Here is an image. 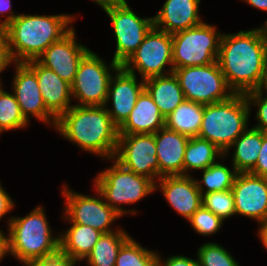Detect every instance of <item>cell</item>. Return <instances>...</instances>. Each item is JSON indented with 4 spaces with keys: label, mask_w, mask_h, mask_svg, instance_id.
I'll list each match as a JSON object with an SVG mask.
<instances>
[{
    "label": "cell",
    "mask_w": 267,
    "mask_h": 266,
    "mask_svg": "<svg viewBox=\"0 0 267 266\" xmlns=\"http://www.w3.org/2000/svg\"><path fill=\"white\" fill-rule=\"evenodd\" d=\"M73 27L60 40L51 44L36 60L53 70L61 79L73 83L82 58L90 51L75 41ZM43 56V58H42Z\"/></svg>",
    "instance_id": "15"
},
{
    "label": "cell",
    "mask_w": 267,
    "mask_h": 266,
    "mask_svg": "<svg viewBox=\"0 0 267 266\" xmlns=\"http://www.w3.org/2000/svg\"><path fill=\"white\" fill-rule=\"evenodd\" d=\"M109 83L106 104L112 99L113 110L106 109L113 123L119 128L129 117L141 92L145 89L144 80L137 83L134 74L125 71L122 67ZM113 85V86H112Z\"/></svg>",
    "instance_id": "17"
},
{
    "label": "cell",
    "mask_w": 267,
    "mask_h": 266,
    "mask_svg": "<svg viewBox=\"0 0 267 266\" xmlns=\"http://www.w3.org/2000/svg\"><path fill=\"white\" fill-rule=\"evenodd\" d=\"M236 214L267 223V177L238 173L232 186Z\"/></svg>",
    "instance_id": "14"
},
{
    "label": "cell",
    "mask_w": 267,
    "mask_h": 266,
    "mask_svg": "<svg viewBox=\"0 0 267 266\" xmlns=\"http://www.w3.org/2000/svg\"><path fill=\"white\" fill-rule=\"evenodd\" d=\"M263 87H264V89L267 90V71H266V78H265V82H264Z\"/></svg>",
    "instance_id": "47"
},
{
    "label": "cell",
    "mask_w": 267,
    "mask_h": 266,
    "mask_svg": "<svg viewBox=\"0 0 267 266\" xmlns=\"http://www.w3.org/2000/svg\"><path fill=\"white\" fill-rule=\"evenodd\" d=\"M199 3L200 0H166L153 18L154 27L173 34L203 23L198 14Z\"/></svg>",
    "instance_id": "21"
},
{
    "label": "cell",
    "mask_w": 267,
    "mask_h": 266,
    "mask_svg": "<svg viewBox=\"0 0 267 266\" xmlns=\"http://www.w3.org/2000/svg\"><path fill=\"white\" fill-rule=\"evenodd\" d=\"M197 256L199 266H238L229 252L216 243L201 246Z\"/></svg>",
    "instance_id": "33"
},
{
    "label": "cell",
    "mask_w": 267,
    "mask_h": 266,
    "mask_svg": "<svg viewBox=\"0 0 267 266\" xmlns=\"http://www.w3.org/2000/svg\"><path fill=\"white\" fill-rule=\"evenodd\" d=\"M166 64L173 65L172 34L153 27L136 51L121 67L131 74H134V69L137 68L142 79L146 80L165 75L162 71H164Z\"/></svg>",
    "instance_id": "11"
},
{
    "label": "cell",
    "mask_w": 267,
    "mask_h": 266,
    "mask_svg": "<svg viewBox=\"0 0 267 266\" xmlns=\"http://www.w3.org/2000/svg\"><path fill=\"white\" fill-rule=\"evenodd\" d=\"M8 252L23 263L55 253L59 237L52 238L42 207L23 218L9 221Z\"/></svg>",
    "instance_id": "5"
},
{
    "label": "cell",
    "mask_w": 267,
    "mask_h": 266,
    "mask_svg": "<svg viewBox=\"0 0 267 266\" xmlns=\"http://www.w3.org/2000/svg\"><path fill=\"white\" fill-rule=\"evenodd\" d=\"M189 137L161 128L155 133L159 177L183 175L185 149Z\"/></svg>",
    "instance_id": "20"
},
{
    "label": "cell",
    "mask_w": 267,
    "mask_h": 266,
    "mask_svg": "<svg viewBox=\"0 0 267 266\" xmlns=\"http://www.w3.org/2000/svg\"><path fill=\"white\" fill-rule=\"evenodd\" d=\"M78 262L58 249L55 253L24 263L26 266H74Z\"/></svg>",
    "instance_id": "36"
},
{
    "label": "cell",
    "mask_w": 267,
    "mask_h": 266,
    "mask_svg": "<svg viewBox=\"0 0 267 266\" xmlns=\"http://www.w3.org/2000/svg\"><path fill=\"white\" fill-rule=\"evenodd\" d=\"M262 91V88L254 90L246 93L245 96L249 104L254 103V105H257L259 107L258 111L256 112V117L259 122L258 125L254 128L259 129L264 133H267V96L262 98Z\"/></svg>",
    "instance_id": "35"
},
{
    "label": "cell",
    "mask_w": 267,
    "mask_h": 266,
    "mask_svg": "<svg viewBox=\"0 0 267 266\" xmlns=\"http://www.w3.org/2000/svg\"><path fill=\"white\" fill-rule=\"evenodd\" d=\"M97 2L104 10L114 6L122 5L126 3V0H93Z\"/></svg>",
    "instance_id": "42"
},
{
    "label": "cell",
    "mask_w": 267,
    "mask_h": 266,
    "mask_svg": "<svg viewBox=\"0 0 267 266\" xmlns=\"http://www.w3.org/2000/svg\"><path fill=\"white\" fill-rule=\"evenodd\" d=\"M115 156L118 163L135 174L153 181L159 176L155 134H119Z\"/></svg>",
    "instance_id": "12"
},
{
    "label": "cell",
    "mask_w": 267,
    "mask_h": 266,
    "mask_svg": "<svg viewBox=\"0 0 267 266\" xmlns=\"http://www.w3.org/2000/svg\"><path fill=\"white\" fill-rule=\"evenodd\" d=\"M25 64L36 74L46 109L58 119L71 107V85L37 60Z\"/></svg>",
    "instance_id": "18"
},
{
    "label": "cell",
    "mask_w": 267,
    "mask_h": 266,
    "mask_svg": "<svg viewBox=\"0 0 267 266\" xmlns=\"http://www.w3.org/2000/svg\"><path fill=\"white\" fill-rule=\"evenodd\" d=\"M13 207V201L0 185V219L3 215L13 209Z\"/></svg>",
    "instance_id": "40"
},
{
    "label": "cell",
    "mask_w": 267,
    "mask_h": 266,
    "mask_svg": "<svg viewBox=\"0 0 267 266\" xmlns=\"http://www.w3.org/2000/svg\"><path fill=\"white\" fill-rule=\"evenodd\" d=\"M67 189L64 187L62 192L67 199L66 219L71 223L90 226L103 234L113 232L109 226L122 216L118 211L96 197L73 193Z\"/></svg>",
    "instance_id": "13"
},
{
    "label": "cell",
    "mask_w": 267,
    "mask_h": 266,
    "mask_svg": "<svg viewBox=\"0 0 267 266\" xmlns=\"http://www.w3.org/2000/svg\"><path fill=\"white\" fill-rule=\"evenodd\" d=\"M8 253V237L4 236L2 231L0 230V260L2 259L4 254Z\"/></svg>",
    "instance_id": "43"
},
{
    "label": "cell",
    "mask_w": 267,
    "mask_h": 266,
    "mask_svg": "<svg viewBox=\"0 0 267 266\" xmlns=\"http://www.w3.org/2000/svg\"><path fill=\"white\" fill-rule=\"evenodd\" d=\"M222 34L215 27L201 23L172 34L173 69L208 65L217 61Z\"/></svg>",
    "instance_id": "6"
},
{
    "label": "cell",
    "mask_w": 267,
    "mask_h": 266,
    "mask_svg": "<svg viewBox=\"0 0 267 266\" xmlns=\"http://www.w3.org/2000/svg\"><path fill=\"white\" fill-rule=\"evenodd\" d=\"M111 19L116 36V51L111 67L117 71L136 51L148 32L154 27L153 17L140 18L127 2L104 10Z\"/></svg>",
    "instance_id": "9"
},
{
    "label": "cell",
    "mask_w": 267,
    "mask_h": 266,
    "mask_svg": "<svg viewBox=\"0 0 267 266\" xmlns=\"http://www.w3.org/2000/svg\"><path fill=\"white\" fill-rule=\"evenodd\" d=\"M160 182L168 203L186 219L202 206V194L196 180L189 175L162 176Z\"/></svg>",
    "instance_id": "19"
},
{
    "label": "cell",
    "mask_w": 267,
    "mask_h": 266,
    "mask_svg": "<svg viewBox=\"0 0 267 266\" xmlns=\"http://www.w3.org/2000/svg\"><path fill=\"white\" fill-rule=\"evenodd\" d=\"M173 73L186 100L208 105L228 100L235 94L227 85L217 61L208 65L176 68Z\"/></svg>",
    "instance_id": "8"
},
{
    "label": "cell",
    "mask_w": 267,
    "mask_h": 266,
    "mask_svg": "<svg viewBox=\"0 0 267 266\" xmlns=\"http://www.w3.org/2000/svg\"><path fill=\"white\" fill-rule=\"evenodd\" d=\"M165 127V117L153 98L144 89L126 121L118 128L119 134H155Z\"/></svg>",
    "instance_id": "22"
},
{
    "label": "cell",
    "mask_w": 267,
    "mask_h": 266,
    "mask_svg": "<svg viewBox=\"0 0 267 266\" xmlns=\"http://www.w3.org/2000/svg\"><path fill=\"white\" fill-rule=\"evenodd\" d=\"M203 112V104L185 99L165 117V127L189 138L198 137Z\"/></svg>",
    "instance_id": "25"
},
{
    "label": "cell",
    "mask_w": 267,
    "mask_h": 266,
    "mask_svg": "<svg viewBox=\"0 0 267 266\" xmlns=\"http://www.w3.org/2000/svg\"><path fill=\"white\" fill-rule=\"evenodd\" d=\"M237 174L238 172L236 170L231 172L228 167L220 163H214L203 170L201 182L196 181V183L202 195L204 191L201 187L202 182L207 187L205 193L229 190L232 189Z\"/></svg>",
    "instance_id": "29"
},
{
    "label": "cell",
    "mask_w": 267,
    "mask_h": 266,
    "mask_svg": "<svg viewBox=\"0 0 267 266\" xmlns=\"http://www.w3.org/2000/svg\"><path fill=\"white\" fill-rule=\"evenodd\" d=\"M258 31L261 36L262 42L267 49V21L265 22V26L263 28H259Z\"/></svg>",
    "instance_id": "46"
},
{
    "label": "cell",
    "mask_w": 267,
    "mask_h": 266,
    "mask_svg": "<svg viewBox=\"0 0 267 266\" xmlns=\"http://www.w3.org/2000/svg\"><path fill=\"white\" fill-rule=\"evenodd\" d=\"M55 127L85 151L114 159L119 137L118 127L105 106L71 105L57 119Z\"/></svg>",
    "instance_id": "2"
},
{
    "label": "cell",
    "mask_w": 267,
    "mask_h": 266,
    "mask_svg": "<svg viewBox=\"0 0 267 266\" xmlns=\"http://www.w3.org/2000/svg\"><path fill=\"white\" fill-rule=\"evenodd\" d=\"M245 1L257 9L267 11V0H245Z\"/></svg>",
    "instance_id": "44"
},
{
    "label": "cell",
    "mask_w": 267,
    "mask_h": 266,
    "mask_svg": "<svg viewBox=\"0 0 267 266\" xmlns=\"http://www.w3.org/2000/svg\"><path fill=\"white\" fill-rule=\"evenodd\" d=\"M11 0H0V14L4 13L5 11H9L13 14V15H8L7 19H5L2 23H0V33L4 34L5 29H6V25L8 23H10L11 21H13L18 15H14L15 13L12 12L11 9Z\"/></svg>",
    "instance_id": "39"
},
{
    "label": "cell",
    "mask_w": 267,
    "mask_h": 266,
    "mask_svg": "<svg viewBox=\"0 0 267 266\" xmlns=\"http://www.w3.org/2000/svg\"><path fill=\"white\" fill-rule=\"evenodd\" d=\"M202 206L222 220L236 214L232 189L204 193Z\"/></svg>",
    "instance_id": "32"
},
{
    "label": "cell",
    "mask_w": 267,
    "mask_h": 266,
    "mask_svg": "<svg viewBox=\"0 0 267 266\" xmlns=\"http://www.w3.org/2000/svg\"><path fill=\"white\" fill-rule=\"evenodd\" d=\"M217 62L233 93L246 94L263 89L267 49L258 28L222 35Z\"/></svg>",
    "instance_id": "1"
},
{
    "label": "cell",
    "mask_w": 267,
    "mask_h": 266,
    "mask_svg": "<svg viewBox=\"0 0 267 266\" xmlns=\"http://www.w3.org/2000/svg\"><path fill=\"white\" fill-rule=\"evenodd\" d=\"M256 176L267 177V133L262 132V145L255 167L249 172Z\"/></svg>",
    "instance_id": "37"
},
{
    "label": "cell",
    "mask_w": 267,
    "mask_h": 266,
    "mask_svg": "<svg viewBox=\"0 0 267 266\" xmlns=\"http://www.w3.org/2000/svg\"><path fill=\"white\" fill-rule=\"evenodd\" d=\"M16 75L14 77V96L19 104L22 115L29 121L28 115H33L41 121H53L57 119L46 109L36 74L25 64L16 63ZM29 113V114H28Z\"/></svg>",
    "instance_id": "16"
},
{
    "label": "cell",
    "mask_w": 267,
    "mask_h": 266,
    "mask_svg": "<svg viewBox=\"0 0 267 266\" xmlns=\"http://www.w3.org/2000/svg\"><path fill=\"white\" fill-rule=\"evenodd\" d=\"M98 175L95 183L98 195L107 199L106 203L121 215L127 211L118 207L117 204L135 203L157 187L155 181L135 174L117 161L114 162L113 167Z\"/></svg>",
    "instance_id": "7"
},
{
    "label": "cell",
    "mask_w": 267,
    "mask_h": 266,
    "mask_svg": "<svg viewBox=\"0 0 267 266\" xmlns=\"http://www.w3.org/2000/svg\"><path fill=\"white\" fill-rule=\"evenodd\" d=\"M106 64L89 51L80 61L71 95L80 100L78 106H106L112 75Z\"/></svg>",
    "instance_id": "10"
},
{
    "label": "cell",
    "mask_w": 267,
    "mask_h": 266,
    "mask_svg": "<svg viewBox=\"0 0 267 266\" xmlns=\"http://www.w3.org/2000/svg\"><path fill=\"white\" fill-rule=\"evenodd\" d=\"M102 234L90 226L72 223L67 232L59 237V249L75 260H83Z\"/></svg>",
    "instance_id": "24"
},
{
    "label": "cell",
    "mask_w": 267,
    "mask_h": 266,
    "mask_svg": "<svg viewBox=\"0 0 267 266\" xmlns=\"http://www.w3.org/2000/svg\"><path fill=\"white\" fill-rule=\"evenodd\" d=\"M188 220L195 231L202 235L216 233L223 223L222 219L203 206L197 209Z\"/></svg>",
    "instance_id": "34"
},
{
    "label": "cell",
    "mask_w": 267,
    "mask_h": 266,
    "mask_svg": "<svg viewBox=\"0 0 267 266\" xmlns=\"http://www.w3.org/2000/svg\"><path fill=\"white\" fill-rule=\"evenodd\" d=\"M259 236L262 240L263 245L266 247L267 249V223L263 224L261 226V228L259 229Z\"/></svg>",
    "instance_id": "45"
},
{
    "label": "cell",
    "mask_w": 267,
    "mask_h": 266,
    "mask_svg": "<svg viewBox=\"0 0 267 266\" xmlns=\"http://www.w3.org/2000/svg\"><path fill=\"white\" fill-rule=\"evenodd\" d=\"M72 20V16L64 14L53 16L19 14L6 25L4 32L10 62L14 60L16 63H26L39 58L51 44L71 30L66 26Z\"/></svg>",
    "instance_id": "3"
},
{
    "label": "cell",
    "mask_w": 267,
    "mask_h": 266,
    "mask_svg": "<svg viewBox=\"0 0 267 266\" xmlns=\"http://www.w3.org/2000/svg\"><path fill=\"white\" fill-rule=\"evenodd\" d=\"M249 105L245 94H234L228 100L204 105L198 137L210 141L226 154L247 129Z\"/></svg>",
    "instance_id": "4"
},
{
    "label": "cell",
    "mask_w": 267,
    "mask_h": 266,
    "mask_svg": "<svg viewBox=\"0 0 267 266\" xmlns=\"http://www.w3.org/2000/svg\"><path fill=\"white\" fill-rule=\"evenodd\" d=\"M11 63L7 54L4 34L0 33V73Z\"/></svg>",
    "instance_id": "41"
},
{
    "label": "cell",
    "mask_w": 267,
    "mask_h": 266,
    "mask_svg": "<svg viewBox=\"0 0 267 266\" xmlns=\"http://www.w3.org/2000/svg\"><path fill=\"white\" fill-rule=\"evenodd\" d=\"M167 75V76H166ZM151 77L144 80L145 89L158 106L160 113L167 117L185 100L184 92L174 73Z\"/></svg>",
    "instance_id": "23"
},
{
    "label": "cell",
    "mask_w": 267,
    "mask_h": 266,
    "mask_svg": "<svg viewBox=\"0 0 267 266\" xmlns=\"http://www.w3.org/2000/svg\"><path fill=\"white\" fill-rule=\"evenodd\" d=\"M28 121L22 115L14 94L0 90V133L25 127Z\"/></svg>",
    "instance_id": "31"
},
{
    "label": "cell",
    "mask_w": 267,
    "mask_h": 266,
    "mask_svg": "<svg viewBox=\"0 0 267 266\" xmlns=\"http://www.w3.org/2000/svg\"><path fill=\"white\" fill-rule=\"evenodd\" d=\"M217 155L224 156V153L210 141L199 137L189 138L184 154L183 175L188 176L185 171L190 168L204 170L216 163Z\"/></svg>",
    "instance_id": "28"
},
{
    "label": "cell",
    "mask_w": 267,
    "mask_h": 266,
    "mask_svg": "<svg viewBox=\"0 0 267 266\" xmlns=\"http://www.w3.org/2000/svg\"><path fill=\"white\" fill-rule=\"evenodd\" d=\"M129 238L121 229L102 234L86 260L91 266H115L120 248Z\"/></svg>",
    "instance_id": "27"
},
{
    "label": "cell",
    "mask_w": 267,
    "mask_h": 266,
    "mask_svg": "<svg viewBox=\"0 0 267 266\" xmlns=\"http://www.w3.org/2000/svg\"><path fill=\"white\" fill-rule=\"evenodd\" d=\"M157 254L146 250L131 237L121 246L115 266H157Z\"/></svg>",
    "instance_id": "30"
},
{
    "label": "cell",
    "mask_w": 267,
    "mask_h": 266,
    "mask_svg": "<svg viewBox=\"0 0 267 266\" xmlns=\"http://www.w3.org/2000/svg\"><path fill=\"white\" fill-rule=\"evenodd\" d=\"M157 261V266H199L197 260H193L185 256H173L168 258L164 264H161V260L158 255Z\"/></svg>",
    "instance_id": "38"
},
{
    "label": "cell",
    "mask_w": 267,
    "mask_h": 266,
    "mask_svg": "<svg viewBox=\"0 0 267 266\" xmlns=\"http://www.w3.org/2000/svg\"><path fill=\"white\" fill-rule=\"evenodd\" d=\"M233 169L238 173H249L256 165L262 145V131L246 129L233 143Z\"/></svg>",
    "instance_id": "26"
}]
</instances>
